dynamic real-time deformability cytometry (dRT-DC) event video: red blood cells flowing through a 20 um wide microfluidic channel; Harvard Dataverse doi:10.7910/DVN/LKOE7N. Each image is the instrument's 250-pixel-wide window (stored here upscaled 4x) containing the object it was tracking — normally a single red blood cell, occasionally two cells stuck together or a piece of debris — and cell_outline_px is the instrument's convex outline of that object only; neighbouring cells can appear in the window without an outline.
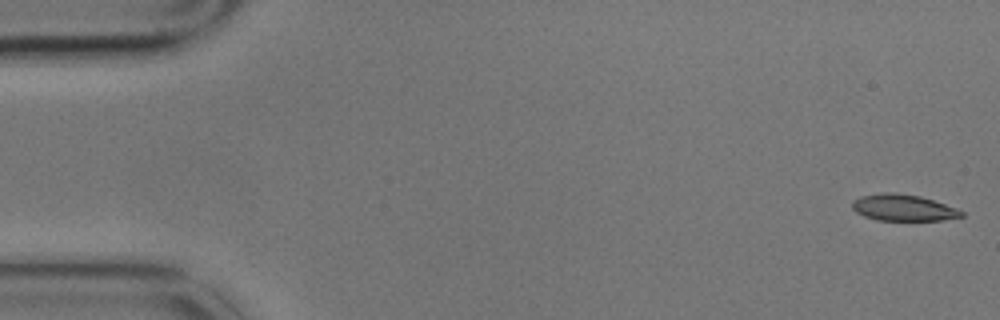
{"species": "common noctule bat (a hibernating species)", "species_latin": "Nyctalus noctula", "temperature_condition": "cold", "stored_images_in_passage": 5, "camera_frame_rate_fps": 3000, "um_per_image_px": 0.085, "animal": {"sex": "male", "body_mass_g": 17.9}, "frame": {"image": 1, "passage_image": 1, "time_ms": 0.0, "image_size_px": [1000, 320], "cell_outline_px": [[964, 216], [940, 220], [876, 220], [864, 216], [856, 212], [852, 208], [852, 200], [860, 196], [884, 192], [896, 192], [920, 196], [956, 208], [964, 212]], "centroid_in_image_um": [76.73, 17.64], "position_along_channel_um": 8.3, "area_um2": 16.82}}
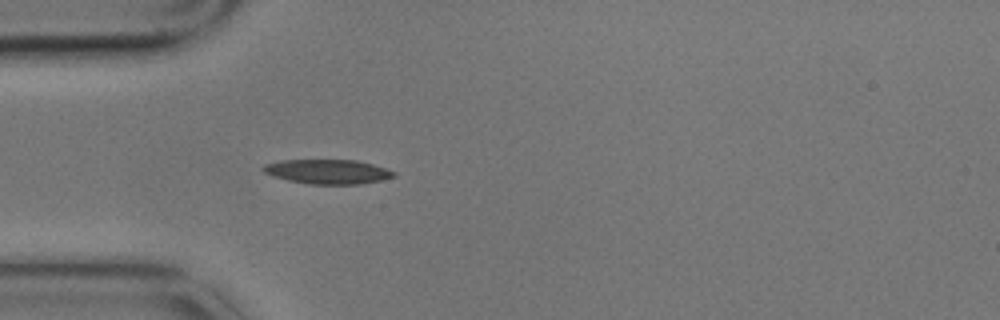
{"frame": {"image": 2, "passage_image": 5, "time_ms": 1.333, "image_size_px": [1000, 320], "cell_outline_px": [[396, 176], [380, 180], [360, 184], [308, 184], [288, 180], [272, 176], [264, 172], [260, 168], [264, 164], [280, 160], [356, 160], [372, 164], [396, 172]], "centroid_in_image_um": [27.81, 14.59], "position_along_channel_um": 57.2, "area_um2": 18.61}}